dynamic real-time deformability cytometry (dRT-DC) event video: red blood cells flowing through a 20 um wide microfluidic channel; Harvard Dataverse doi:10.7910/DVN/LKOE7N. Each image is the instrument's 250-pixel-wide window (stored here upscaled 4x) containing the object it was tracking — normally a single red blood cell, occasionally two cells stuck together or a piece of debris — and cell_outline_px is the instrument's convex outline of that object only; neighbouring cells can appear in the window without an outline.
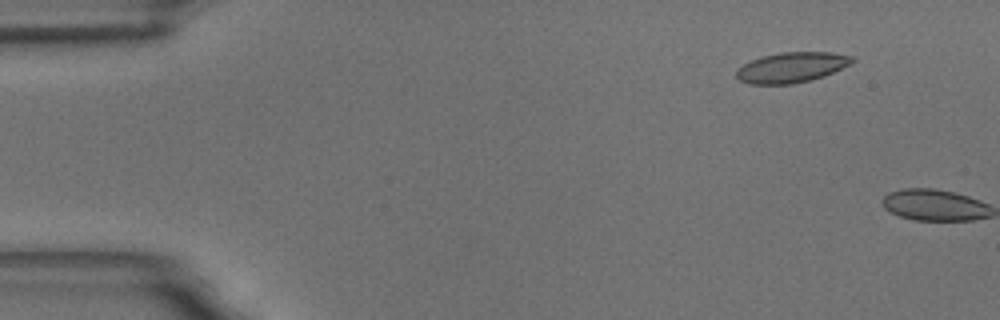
{"species": "common noctule bat (a hibernating species)", "species_latin": "Nyctalus noctula", "temperature_condition": "room temperature", "stored_images_in_passage": 3, "camera_frame_rate_fps": 3000, "um_per_image_px": 0.085, "animal": {"sex": "male", "body_mass_g": 18.8}, "frame": {"image": 1, "passage_image": 2, "time_ms": 1.0, "image_size_px": [1000, 320], "cell_outline_px": [[856, 60], [824, 76], [812, 80], [792, 84], [748, 84], [740, 80], [736, 76], [736, 68], [752, 60], [764, 56], [780, 52], [832, 52], [852, 56]], "centroid_in_image_um": [67.26, 5.73], "position_along_channel_um": 17.7, "area_um2": 20.35}}